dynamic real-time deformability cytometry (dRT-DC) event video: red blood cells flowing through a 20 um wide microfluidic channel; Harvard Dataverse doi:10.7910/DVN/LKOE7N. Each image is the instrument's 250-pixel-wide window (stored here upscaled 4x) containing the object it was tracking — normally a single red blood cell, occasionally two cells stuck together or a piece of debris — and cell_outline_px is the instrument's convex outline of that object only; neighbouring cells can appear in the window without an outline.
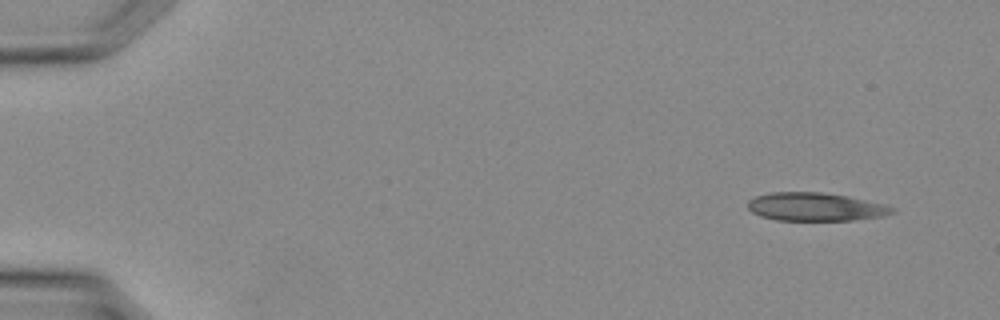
{"species": "Egyptian fruit bat (a non-hibernating species)", "species_latin": "Rousettus aegyptiacus", "temperature_condition": "warm", "stored_images_in_passage": 34, "camera_frame_rate_fps": 3000, "um_per_image_px": 0.085, "animal": {"sex": "female"}, "frame": {"image": 1, "passage_image": 1, "time_ms": 0.0, "image_size_px": [1000, 320], "cell_outline_px": [[896, 212], [884, 216], [852, 220], [776, 220], [760, 216], [752, 212], [748, 208], [748, 200], [756, 196], [772, 192], [820, 192], [848, 196], [884, 204], [896, 208]], "centroid_in_image_um": [69.33, 17.58], "position_along_channel_um": 15.7, "area_um2": 23.81}}
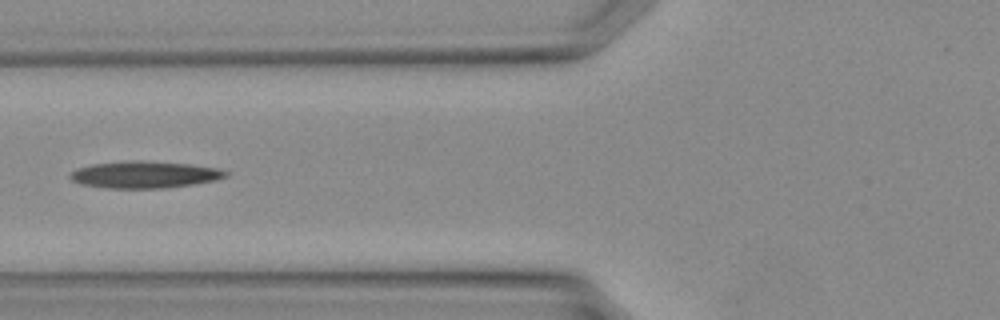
{"frame": {"image": 2, "passage_image": 13, "time_ms": 4.0, "image_size_px": [1000, 320], "cell_outline_px": [[228, 176], [216, 180], [192, 184], [164, 188], [104, 188], [80, 184], [72, 180], [68, 176], [76, 168], [92, 164], [132, 160], [140, 160], [188, 164], [216, 168], [228, 172]], "centroid_in_image_um": [12.25, 14.84], "position_along_channel_um": 113.6, "area_um2": 24.33}}
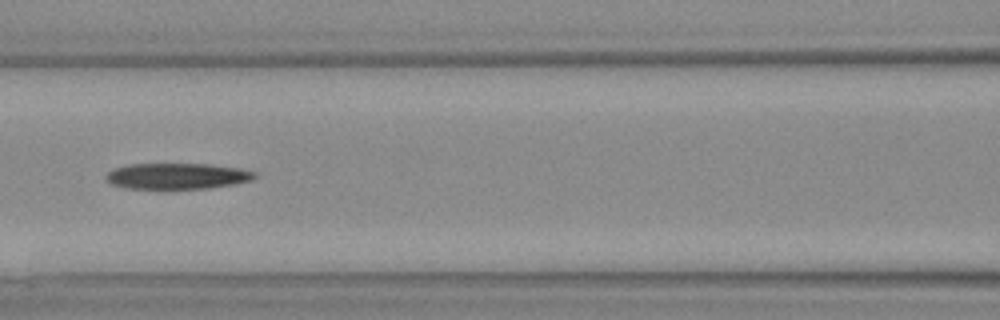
{"frame": {"image": 3, "passage_image": 15, "time_ms": 4.667, "image_size_px": [1000, 320], "cell_outline_px": [[256, 176], [252, 180], [236, 184], [204, 188], [128, 188], [112, 184], [104, 176], [108, 172], [116, 168], [128, 164], [212, 164], [240, 168], [256, 172]], "centroid_in_image_um": [15.1, 14.95], "position_along_channel_um": 151.5, "area_um2": 22.31}}